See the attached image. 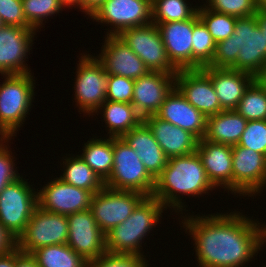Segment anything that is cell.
I'll return each mask as SVG.
<instances>
[{
  "label": "cell",
  "instance_id": "obj_1",
  "mask_svg": "<svg viewBox=\"0 0 266 267\" xmlns=\"http://www.w3.org/2000/svg\"><path fill=\"white\" fill-rule=\"evenodd\" d=\"M182 223L193 236L200 267H243L266 242V225L240 212L188 216Z\"/></svg>",
  "mask_w": 266,
  "mask_h": 267
},
{
  "label": "cell",
  "instance_id": "obj_2",
  "mask_svg": "<svg viewBox=\"0 0 266 267\" xmlns=\"http://www.w3.org/2000/svg\"><path fill=\"white\" fill-rule=\"evenodd\" d=\"M266 64V42L256 15L236 19L234 34L216 44L205 67L231 68L255 76Z\"/></svg>",
  "mask_w": 266,
  "mask_h": 267
},
{
  "label": "cell",
  "instance_id": "obj_3",
  "mask_svg": "<svg viewBox=\"0 0 266 267\" xmlns=\"http://www.w3.org/2000/svg\"><path fill=\"white\" fill-rule=\"evenodd\" d=\"M214 188L198 153L193 152L168 159L166 167L155 179L152 197L158 199L166 209L172 207L176 212L177 208L180 212L184 205L179 194L199 196Z\"/></svg>",
  "mask_w": 266,
  "mask_h": 267
},
{
  "label": "cell",
  "instance_id": "obj_4",
  "mask_svg": "<svg viewBox=\"0 0 266 267\" xmlns=\"http://www.w3.org/2000/svg\"><path fill=\"white\" fill-rule=\"evenodd\" d=\"M164 208L158 199L145 197L131 216L105 234L107 251L144 256L140 252L141 241L156 227Z\"/></svg>",
  "mask_w": 266,
  "mask_h": 267
},
{
  "label": "cell",
  "instance_id": "obj_5",
  "mask_svg": "<svg viewBox=\"0 0 266 267\" xmlns=\"http://www.w3.org/2000/svg\"><path fill=\"white\" fill-rule=\"evenodd\" d=\"M31 73L5 75L0 85V134L11 138L22 126L34 96Z\"/></svg>",
  "mask_w": 266,
  "mask_h": 267
},
{
  "label": "cell",
  "instance_id": "obj_6",
  "mask_svg": "<svg viewBox=\"0 0 266 267\" xmlns=\"http://www.w3.org/2000/svg\"><path fill=\"white\" fill-rule=\"evenodd\" d=\"M105 187L114 190L135 191L150 197L155 179L148 173L143 162L122 138H113V169L104 181Z\"/></svg>",
  "mask_w": 266,
  "mask_h": 267
},
{
  "label": "cell",
  "instance_id": "obj_7",
  "mask_svg": "<svg viewBox=\"0 0 266 267\" xmlns=\"http://www.w3.org/2000/svg\"><path fill=\"white\" fill-rule=\"evenodd\" d=\"M37 206V192L20 177L0 193V224L17 240Z\"/></svg>",
  "mask_w": 266,
  "mask_h": 267
},
{
  "label": "cell",
  "instance_id": "obj_8",
  "mask_svg": "<svg viewBox=\"0 0 266 267\" xmlns=\"http://www.w3.org/2000/svg\"><path fill=\"white\" fill-rule=\"evenodd\" d=\"M68 219L66 215L48 212L37 206L23 234L17 239V248L24 254L56 244H67Z\"/></svg>",
  "mask_w": 266,
  "mask_h": 267
},
{
  "label": "cell",
  "instance_id": "obj_9",
  "mask_svg": "<svg viewBox=\"0 0 266 267\" xmlns=\"http://www.w3.org/2000/svg\"><path fill=\"white\" fill-rule=\"evenodd\" d=\"M144 62L149 71L177 74L168 58L159 28L153 22L123 30L118 35Z\"/></svg>",
  "mask_w": 266,
  "mask_h": 267
},
{
  "label": "cell",
  "instance_id": "obj_10",
  "mask_svg": "<svg viewBox=\"0 0 266 267\" xmlns=\"http://www.w3.org/2000/svg\"><path fill=\"white\" fill-rule=\"evenodd\" d=\"M145 197L139 192L114 190L104 186L93 194L89 210L98 227L106 234L131 216Z\"/></svg>",
  "mask_w": 266,
  "mask_h": 267
},
{
  "label": "cell",
  "instance_id": "obj_11",
  "mask_svg": "<svg viewBox=\"0 0 266 267\" xmlns=\"http://www.w3.org/2000/svg\"><path fill=\"white\" fill-rule=\"evenodd\" d=\"M77 65L75 100L79 109L87 113H97L106 101L108 74L97 57L83 55Z\"/></svg>",
  "mask_w": 266,
  "mask_h": 267
},
{
  "label": "cell",
  "instance_id": "obj_12",
  "mask_svg": "<svg viewBox=\"0 0 266 267\" xmlns=\"http://www.w3.org/2000/svg\"><path fill=\"white\" fill-rule=\"evenodd\" d=\"M266 187V155L232 146V193L253 196Z\"/></svg>",
  "mask_w": 266,
  "mask_h": 267
},
{
  "label": "cell",
  "instance_id": "obj_13",
  "mask_svg": "<svg viewBox=\"0 0 266 267\" xmlns=\"http://www.w3.org/2000/svg\"><path fill=\"white\" fill-rule=\"evenodd\" d=\"M97 22L113 26L107 35L152 22L151 0H105L91 16Z\"/></svg>",
  "mask_w": 266,
  "mask_h": 267
},
{
  "label": "cell",
  "instance_id": "obj_14",
  "mask_svg": "<svg viewBox=\"0 0 266 267\" xmlns=\"http://www.w3.org/2000/svg\"><path fill=\"white\" fill-rule=\"evenodd\" d=\"M68 239L67 245L86 261L96 259L104 254L106 236L98 227L91 211L85 210L67 215Z\"/></svg>",
  "mask_w": 266,
  "mask_h": 267
},
{
  "label": "cell",
  "instance_id": "obj_15",
  "mask_svg": "<svg viewBox=\"0 0 266 267\" xmlns=\"http://www.w3.org/2000/svg\"><path fill=\"white\" fill-rule=\"evenodd\" d=\"M93 193L55 178L37 192L38 207L52 213L70 215L88 210Z\"/></svg>",
  "mask_w": 266,
  "mask_h": 267
},
{
  "label": "cell",
  "instance_id": "obj_16",
  "mask_svg": "<svg viewBox=\"0 0 266 267\" xmlns=\"http://www.w3.org/2000/svg\"><path fill=\"white\" fill-rule=\"evenodd\" d=\"M36 30L18 26L0 27V74H27L31 71L24 60L28 57Z\"/></svg>",
  "mask_w": 266,
  "mask_h": 267
},
{
  "label": "cell",
  "instance_id": "obj_17",
  "mask_svg": "<svg viewBox=\"0 0 266 267\" xmlns=\"http://www.w3.org/2000/svg\"><path fill=\"white\" fill-rule=\"evenodd\" d=\"M175 87L206 117L223 111L211 79L201 69L179 70Z\"/></svg>",
  "mask_w": 266,
  "mask_h": 267
},
{
  "label": "cell",
  "instance_id": "obj_18",
  "mask_svg": "<svg viewBox=\"0 0 266 267\" xmlns=\"http://www.w3.org/2000/svg\"><path fill=\"white\" fill-rule=\"evenodd\" d=\"M175 77L176 74L149 71L135 79L131 104L143 119L159 111L165 98L175 87Z\"/></svg>",
  "mask_w": 266,
  "mask_h": 267
},
{
  "label": "cell",
  "instance_id": "obj_19",
  "mask_svg": "<svg viewBox=\"0 0 266 267\" xmlns=\"http://www.w3.org/2000/svg\"><path fill=\"white\" fill-rule=\"evenodd\" d=\"M103 50L97 57L108 75L138 79L149 69L118 35H107Z\"/></svg>",
  "mask_w": 266,
  "mask_h": 267
},
{
  "label": "cell",
  "instance_id": "obj_20",
  "mask_svg": "<svg viewBox=\"0 0 266 267\" xmlns=\"http://www.w3.org/2000/svg\"><path fill=\"white\" fill-rule=\"evenodd\" d=\"M155 115L190 132L198 140L205 136L207 117L191 105L176 87L167 95Z\"/></svg>",
  "mask_w": 266,
  "mask_h": 267
},
{
  "label": "cell",
  "instance_id": "obj_21",
  "mask_svg": "<svg viewBox=\"0 0 266 267\" xmlns=\"http://www.w3.org/2000/svg\"><path fill=\"white\" fill-rule=\"evenodd\" d=\"M154 24L159 28L171 63L178 70L192 69L193 17L184 21Z\"/></svg>",
  "mask_w": 266,
  "mask_h": 267
},
{
  "label": "cell",
  "instance_id": "obj_22",
  "mask_svg": "<svg viewBox=\"0 0 266 267\" xmlns=\"http://www.w3.org/2000/svg\"><path fill=\"white\" fill-rule=\"evenodd\" d=\"M196 152L212 185H221L232 192V146L202 138L198 140Z\"/></svg>",
  "mask_w": 266,
  "mask_h": 267
},
{
  "label": "cell",
  "instance_id": "obj_23",
  "mask_svg": "<svg viewBox=\"0 0 266 267\" xmlns=\"http://www.w3.org/2000/svg\"><path fill=\"white\" fill-rule=\"evenodd\" d=\"M210 79L223 110H234L245 90L254 81V76L231 68L203 67Z\"/></svg>",
  "mask_w": 266,
  "mask_h": 267
},
{
  "label": "cell",
  "instance_id": "obj_24",
  "mask_svg": "<svg viewBox=\"0 0 266 267\" xmlns=\"http://www.w3.org/2000/svg\"><path fill=\"white\" fill-rule=\"evenodd\" d=\"M144 122L151 129L154 138L168 158L196 152L198 139L190 132L164 121L156 115L145 117Z\"/></svg>",
  "mask_w": 266,
  "mask_h": 267
},
{
  "label": "cell",
  "instance_id": "obj_25",
  "mask_svg": "<svg viewBox=\"0 0 266 267\" xmlns=\"http://www.w3.org/2000/svg\"><path fill=\"white\" fill-rule=\"evenodd\" d=\"M121 138L136 151L148 173L156 179L166 167L169 158L154 138L148 125L143 121Z\"/></svg>",
  "mask_w": 266,
  "mask_h": 267
},
{
  "label": "cell",
  "instance_id": "obj_26",
  "mask_svg": "<svg viewBox=\"0 0 266 267\" xmlns=\"http://www.w3.org/2000/svg\"><path fill=\"white\" fill-rule=\"evenodd\" d=\"M247 120L235 110H223L207 117L204 139L213 143L234 146L240 141Z\"/></svg>",
  "mask_w": 266,
  "mask_h": 267
},
{
  "label": "cell",
  "instance_id": "obj_27",
  "mask_svg": "<svg viewBox=\"0 0 266 267\" xmlns=\"http://www.w3.org/2000/svg\"><path fill=\"white\" fill-rule=\"evenodd\" d=\"M103 110V119L109 127V137L121 138L144 119L131 103L105 101L98 110Z\"/></svg>",
  "mask_w": 266,
  "mask_h": 267
},
{
  "label": "cell",
  "instance_id": "obj_28",
  "mask_svg": "<svg viewBox=\"0 0 266 267\" xmlns=\"http://www.w3.org/2000/svg\"><path fill=\"white\" fill-rule=\"evenodd\" d=\"M64 160L63 165L65 164L66 169H64L63 175L60 176L63 182L91 191L93 194L105 186V182L91 169L81 156L67 157Z\"/></svg>",
  "mask_w": 266,
  "mask_h": 267
},
{
  "label": "cell",
  "instance_id": "obj_29",
  "mask_svg": "<svg viewBox=\"0 0 266 267\" xmlns=\"http://www.w3.org/2000/svg\"><path fill=\"white\" fill-rule=\"evenodd\" d=\"M82 159L105 181L113 169V137L91 139L84 144Z\"/></svg>",
  "mask_w": 266,
  "mask_h": 267
},
{
  "label": "cell",
  "instance_id": "obj_30",
  "mask_svg": "<svg viewBox=\"0 0 266 267\" xmlns=\"http://www.w3.org/2000/svg\"><path fill=\"white\" fill-rule=\"evenodd\" d=\"M31 255L38 267H87V261L67 244L41 247Z\"/></svg>",
  "mask_w": 266,
  "mask_h": 267
},
{
  "label": "cell",
  "instance_id": "obj_31",
  "mask_svg": "<svg viewBox=\"0 0 266 267\" xmlns=\"http://www.w3.org/2000/svg\"><path fill=\"white\" fill-rule=\"evenodd\" d=\"M216 43L198 13L193 16L192 69H202L214 56Z\"/></svg>",
  "mask_w": 266,
  "mask_h": 267
},
{
  "label": "cell",
  "instance_id": "obj_32",
  "mask_svg": "<svg viewBox=\"0 0 266 267\" xmlns=\"http://www.w3.org/2000/svg\"><path fill=\"white\" fill-rule=\"evenodd\" d=\"M188 5L186 0H151L152 22L166 23L191 19L198 8Z\"/></svg>",
  "mask_w": 266,
  "mask_h": 267
},
{
  "label": "cell",
  "instance_id": "obj_33",
  "mask_svg": "<svg viewBox=\"0 0 266 267\" xmlns=\"http://www.w3.org/2000/svg\"><path fill=\"white\" fill-rule=\"evenodd\" d=\"M234 110L247 121L266 120V92L253 81Z\"/></svg>",
  "mask_w": 266,
  "mask_h": 267
},
{
  "label": "cell",
  "instance_id": "obj_34",
  "mask_svg": "<svg viewBox=\"0 0 266 267\" xmlns=\"http://www.w3.org/2000/svg\"><path fill=\"white\" fill-rule=\"evenodd\" d=\"M197 13L216 44L234 34L237 17L213 12L205 6H198Z\"/></svg>",
  "mask_w": 266,
  "mask_h": 267
},
{
  "label": "cell",
  "instance_id": "obj_35",
  "mask_svg": "<svg viewBox=\"0 0 266 267\" xmlns=\"http://www.w3.org/2000/svg\"><path fill=\"white\" fill-rule=\"evenodd\" d=\"M22 7L27 22L36 30L44 18L59 13L64 5L59 0H22Z\"/></svg>",
  "mask_w": 266,
  "mask_h": 267
},
{
  "label": "cell",
  "instance_id": "obj_36",
  "mask_svg": "<svg viewBox=\"0 0 266 267\" xmlns=\"http://www.w3.org/2000/svg\"><path fill=\"white\" fill-rule=\"evenodd\" d=\"M205 7L213 12L240 17L255 15L258 11L255 0H207Z\"/></svg>",
  "mask_w": 266,
  "mask_h": 267
},
{
  "label": "cell",
  "instance_id": "obj_37",
  "mask_svg": "<svg viewBox=\"0 0 266 267\" xmlns=\"http://www.w3.org/2000/svg\"><path fill=\"white\" fill-rule=\"evenodd\" d=\"M144 256L106 251L96 259L88 260L87 267H147Z\"/></svg>",
  "mask_w": 266,
  "mask_h": 267
},
{
  "label": "cell",
  "instance_id": "obj_38",
  "mask_svg": "<svg viewBox=\"0 0 266 267\" xmlns=\"http://www.w3.org/2000/svg\"><path fill=\"white\" fill-rule=\"evenodd\" d=\"M237 145L266 155V120L248 121Z\"/></svg>",
  "mask_w": 266,
  "mask_h": 267
},
{
  "label": "cell",
  "instance_id": "obj_39",
  "mask_svg": "<svg viewBox=\"0 0 266 267\" xmlns=\"http://www.w3.org/2000/svg\"><path fill=\"white\" fill-rule=\"evenodd\" d=\"M135 80L119 75H108L106 100L132 103Z\"/></svg>",
  "mask_w": 266,
  "mask_h": 267
},
{
  "label": "cell",
  "instance_id": "obj_40",
  "mask_svg": "<svg viewBox=\"0 0 266 267\" xmlns=\"http://www.w3.org/2000/svg\"><path fill=\"white\" fill-rule=\"evenodd\" d=\"M0 18L4 25L33 29L24 16L22 0H0Z\"/></svg>",
  "mask_w": 266,
  "mask_h": 267
},
{
  "label": "cell",
  "instance_id": "obj_41",
  "mask_svg": "<svg viewBox=\"0 0 266 267\" xmlns=\"http://www.w3.org/2000/svg\"><path fill=\"white\" fill-rule=\"evenodd\" d=\"M9 139L11 138H4L0 141V193L8 184L20 178V174L18 175V172L16 173L17 170L13 168L15 164L13 158H11L13 157L11 156L12 152L8 150L7 145H3Z\"/></svg>",
  "mask_w": 266,
  "mask_h": 267
},
{
  "label": "cell",
  "instance_id": "obj_42",
  "mask_svg": "<svg viewBox=\"0 0 266 267\" xmlns=\"http://www.w3.org/2000/svg\"><path fill=\"white\" fill-rule=\"evenodd\" d=\"M17 247V240L0 224V255Z\"/></svg>",
  "mask_w": 266,
  "mask_h": 267
},
{
  "label": "cell",
  "instance_id": "obj_43",
  "mask_svg": "<svg viewBox=\"0 0 266 267\" xmlns=\"http://www.w3.org/2000/svg\"><path fill=\"white\" fill-rule=\"evenodd\" d=\"M105 0H79V9L90 17L102 5Z\"/></svg>",
  "mask_w": 266,
  "mask_h": 267
},
{
  "label": "cell",
  "instance_id": "obj_44",
  "mask_svg": "<svg viewBox=\"0 0 266 267\" xmlns=\"http://www.w3.org/2000/svg\"><path fill=\"white\" fill-rule=\"evenodd\" d=\"M16 267H38L31 254H24L17 248Z\"/></svg>",
  "mask_w": 266,
  "mask_h": 267
},
{
  "label": "cell",
  "instance_id": "obj_45",
  "mask_svg": "<svg viewBox=\"0 0 266 267\" xmlns=\"http://www.w3.org/2000/svg\"><path fill=\"white\" fill-rule=\"evenodd\" d=\"M16 262L17 247L4 255H0V267H16Z\"/></svg>",
  "mask_w": 266,
  "mask_h": 267
},
{
  "label": "cell",
  "instance_id": "obj_46",
  "mask_svg": "<svg viewBox=\"0 0 266 267\" xmlns=\"http://www.w3.org/2000/svg\"><path fill=\"white\" fill-rule=\"evenodd\" d=\"M254 81L266 92V64L254 76Z\"/></svg>",
  "mask_w": 266,
  "mask_h": 267
},
{
  "label": "cell",
  "instance_id": "obj_47",
  "mask_svg": "<svg viewBox=\"0 0 266 267\" xmlns=\"http://www.w3.org/2000/svg\"><path fill=\"white\" fill-rule=\"evenodd\" d=\"M255 15L266 42V11L258 10Z\"/></svg>",
  "mask_w": 266,
  "mask_h": 267
},
{
  "label": "cell",
  "instance_id": "obj_48",
  "mask_svg": "<svg viewBox=\"0 0 266 267\" xmlns=\"http://www.w3.org/2000/svg\"><path fill=\"white\" fill-rule=\"evenodd\" d=\"M59 1L64 5V7H70L76 4L79 7V0H59Z\"/></svg>",
  "mask_w": 266,
  "mask_h": 267
},
{
  "label": "cell",
  "instance_id": "obj_49",
  "mask_svg": "<svg viewBox=\"0 0 266 267\" xmlns=\"http://www.w3.org/2000/svg\"><path fill=\"white\" fill-rule=\"evenodd\" d=\"M257 9L266 11V0H255Z\"/></svg>",
  "mask_w": 266,
  "mask_h": 267
},
{
  "label": "cell",
  "instance_id": "obj_50",
  "mask_svg": "<svg viewBox=\"0 0 266 267\" xmlns=\"http://www.w3.org/2000/svg\"><path fill=\"white\" fill-rule=\"evenodd\" d=\"M4 24L2 23V21H1V18H0V27H2Z\"/></svg>",
  "mask_w": 266,
  "mask_h": 267
}]
</instances>
